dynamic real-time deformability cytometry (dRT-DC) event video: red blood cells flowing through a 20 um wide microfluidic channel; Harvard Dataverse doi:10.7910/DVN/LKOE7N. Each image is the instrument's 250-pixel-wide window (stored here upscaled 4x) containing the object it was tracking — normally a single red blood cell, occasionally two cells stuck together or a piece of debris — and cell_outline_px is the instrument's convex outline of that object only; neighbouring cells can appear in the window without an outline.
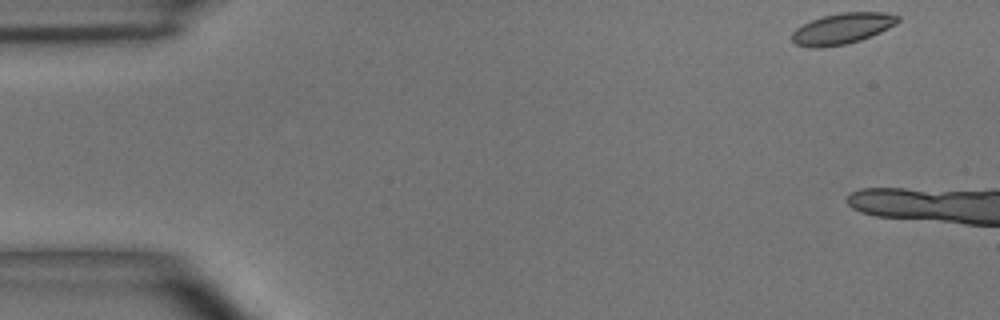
{"species": "common noctule bat (a hibernating species)", "species_latin": "Nyctalus noctula", "temperature_condition": "room temperature", "stored_images_in_passage": 4, "camera_frame_rate_fps": 3000, "um_per_image_px": 0.085, "animal": {"sex": "male", "body_mass_g": 15.6}, "frame": {"image": 1, "passage_image": 1, "time_ms": 0.0, "image_size_px": [1000, 320], "cell_outline_px": [[900, 20], [896, 24], [880, 32], [860, 40], [848, 44], [820, 48], [808, 48], [796, 44], [792, 40], [792, 32], [796, 28], [812, 20], [824, 16], [840, 12], [884, 12], [900, 16]], "centroid_in_image_um": [71.59, 2.44], "position_along_channel_um": 13.4, "area_um2": 19.13}}